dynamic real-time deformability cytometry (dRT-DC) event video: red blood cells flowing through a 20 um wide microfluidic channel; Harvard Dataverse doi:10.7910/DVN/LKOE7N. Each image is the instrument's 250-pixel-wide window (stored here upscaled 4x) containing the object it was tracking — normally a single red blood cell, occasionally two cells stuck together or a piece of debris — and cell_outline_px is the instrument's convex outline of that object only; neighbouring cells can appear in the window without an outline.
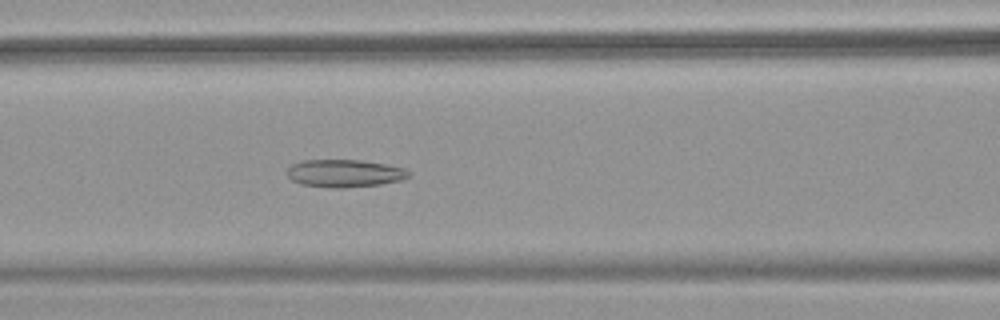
{"species": "common noctule bat (a hibernating species)", "species_latin": "Nyctalus noctula", "temperature_condition": "warm", "stored_images_in_passage": 47, "camera_frame_rate_fps": 3000, "um_per_image_px": 0.085, "animal": {"sex": "female", "body_mass_g": 18.4}, "frame": {"image": 1, "passage_image": 18, "time_ms": 5.667, "image_size_px": [1000, 320], "cell_outline_px": [[408, 176], [404, 180], [380, 184], [344, 188], [332, 188], [300, 184], [292, 180], [284, 172], [292, 164], [300, 160], [360, 160], [384, 164], [404, 168], [408, 172]], "centroid_in_image_um": [29.23, 14.73], "position_along_channel_um": 137.4, "area_um2": 19.65}}
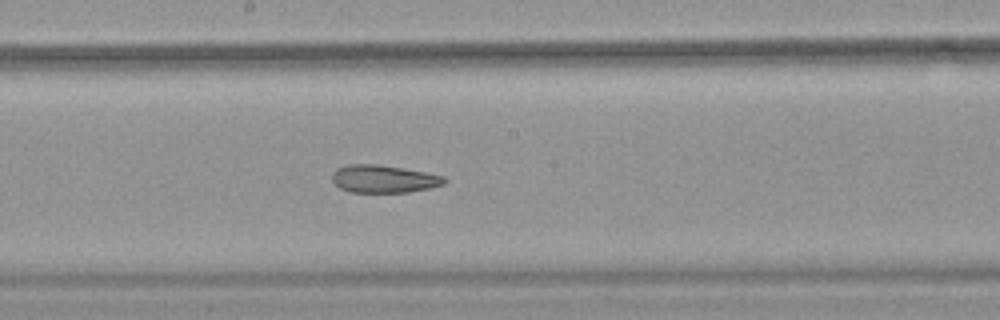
{"frame": {"image": 2, "passage_image": 24, "time_ms": 7.667, "image_size_px": [1000, 320], "cell_outline_px": [[448, 180], [444, 184], [428, 188], [408, 192], [348, 192], [340, 188], [332, 180], [332, 172], [336, 168], [348, 164], [380, 164], [404, 168], [444, 176]], "centroid_in_image_um": [32.59, 15.19], "position_along_channel_um": 215.6, "area_um2": 18.21}}
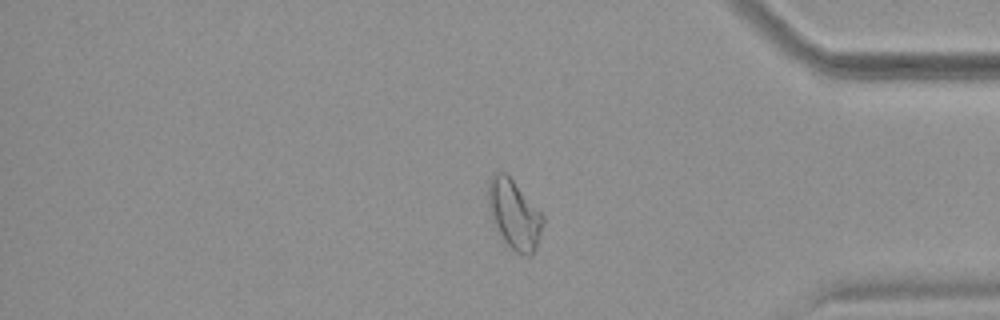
{"frame": {"image": 3, "passage_image": 39, "time_ms": 12.667, "image_size_px": [1000, 320], "cell_outline_px": [[544, 224], [536, 248], [532, 256], [524, 256], [516, 252], [504, 244], [488, 212], [488, 180], [496, 172], [504, 172], [512, 180], [544, 216]], "centroid_in_image_um": [43.69, 18.28], "position_along_channel_um": 391.5, "area_um2": 22.2}, "authors_computed_cell_mechanics": {"area_um2": 22.0218, "velocity_mm_per_s": 3.9294, "shape_relaxation_time_tau1_ms": null, "shape_relaxation_time_tau2_ms": 2.0007, "deformation_change_tau1": null, "deformation_change_tau2": 0.0844}}